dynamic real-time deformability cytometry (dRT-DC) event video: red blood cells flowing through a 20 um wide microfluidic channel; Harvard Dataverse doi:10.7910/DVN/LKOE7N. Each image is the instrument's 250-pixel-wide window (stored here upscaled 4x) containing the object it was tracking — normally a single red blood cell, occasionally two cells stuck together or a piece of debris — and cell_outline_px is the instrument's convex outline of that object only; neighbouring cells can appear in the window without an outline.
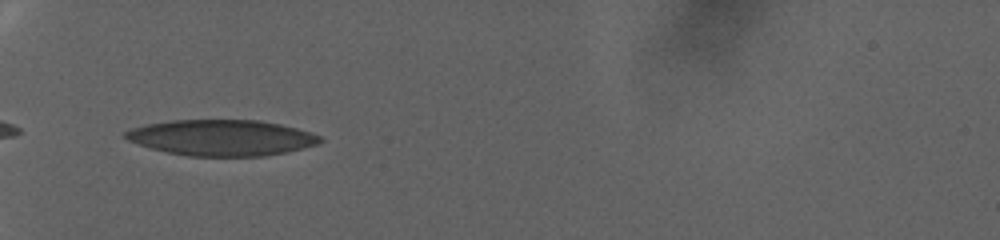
{"species": "human", "species_latin": "Homo sapiens", "temperature_condition": "warm", "stored_images_in_passage": 35, "camera_frame_rate_fps": 3000, "um_per_image_px": 0.085, "donor": {"sex": "female"}, "frame": {"image": 1, "passage_image": 1, "time_ms": 0.0, "image_size_px": [1000, 240], "cell_outline_px": [[324, 140], [316, 144], [288, 152], [264, 156], [188, 156], [168, 152], [152, 148], [128, 140], [124, 136], [124, 132], [132, 128], [148, 124], [172, 120], [260, 120], [280, 124], [296, 128], [320, 136]], "centroid_in_image_um": [18.85, 11.7], "position_along_channel_um": 66.1, "area_um2": 40.46}}
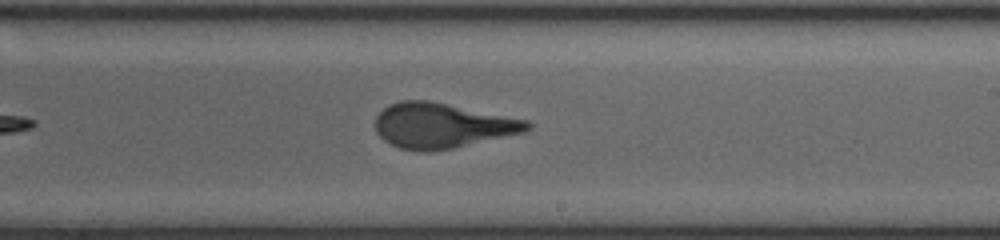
{"frame": {"image": 2, "passage_image": 16, "time_ms": 5.0, "image_size_px": [1000, 240], "cell_outline_px": [[532, 128], [524, 132], [452, 148], [432, 152], [420, 152], [400, 148], [384, 140], [376, 132], [376, 116], [388, 104], [400, 100], [428, 100], [528, 120], [532, 124]], "centroid_in_image_um": [37.56, 10.67], "position_along_channel_um": 251.4, "area_um2": 39.77}}
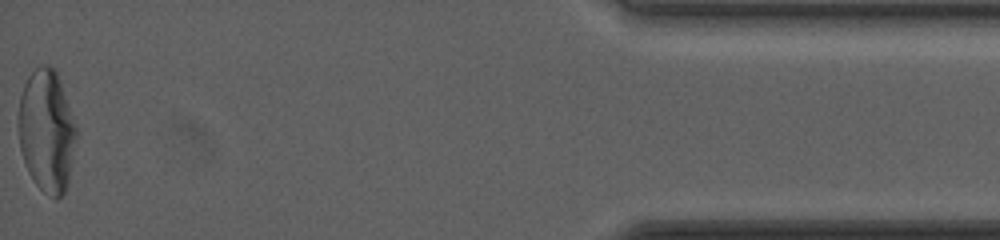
{"frame": {"image": 3, "passage_image": 35, "time_ms": 11.333, "image_size_px": [1000, 240], "cell_outline_px": [[76, 140], [68, 180], [64, 192], [56, 200], [44, 192], [36, 184], [28, 172], [20, 148], [16, 120], [20, 96], [24, 84], [28, 76], [40, 64], [44, 64], [52, 68], [56, 72], [76, 128]], "centroid_in_image_um": [3.92, 11.14], "position_along_channel_um": 431.3, "area_um2": 40.98}, "authors_computed_cell_mechanics": {"area_um2": 40.1132, "velocity_mm_per_s": 3.9352, "shape_relaxation_time_tau1_ms": 10.6962, "shape_relaxation_time_tau2_ms": 0.6394, "deformation_change_tau1": 0.3502, "deformation_change_tau2": 0.0813}}